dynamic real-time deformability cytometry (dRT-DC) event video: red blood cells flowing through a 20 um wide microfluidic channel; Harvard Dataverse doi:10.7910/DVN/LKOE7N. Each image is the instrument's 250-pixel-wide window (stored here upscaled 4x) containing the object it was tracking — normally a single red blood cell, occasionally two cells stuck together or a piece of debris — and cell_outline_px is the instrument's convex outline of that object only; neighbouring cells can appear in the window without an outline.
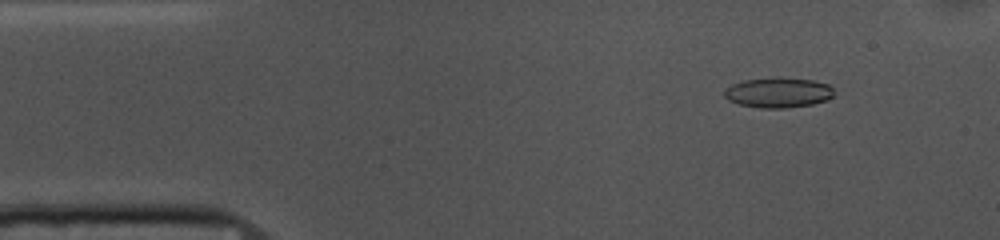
{"species": "common noctule bat (a hibernating species)", "species_latin": "Nyctalus noctula", "temperature_condition": "cold", "stored_images_in_passage": 53, "camera_frame_rate_fps": 3000, "um_per_image_px": 0.085, "animal": {"sex": "female", "body_mass_g": 10.0, "forearm_length_mm": 53.1}, "frame": {"image": 1, "passage_image": 6, "time_ms": 1.667, "image_size_px": [1000, 240], "cell_outline_px": [[832, 96], [828, 100], [812, 104], [784, 108], [760, 108], [740, 104], [728, 100], [724, 96], [724, 88], [732, 84], [744, 80], [812, 80], [828, 84], [832, 88]], "centroid_in_image_um": [66.12, 7.91], "position_along_channel_um": 18.9, "area_um2": 18.44}}
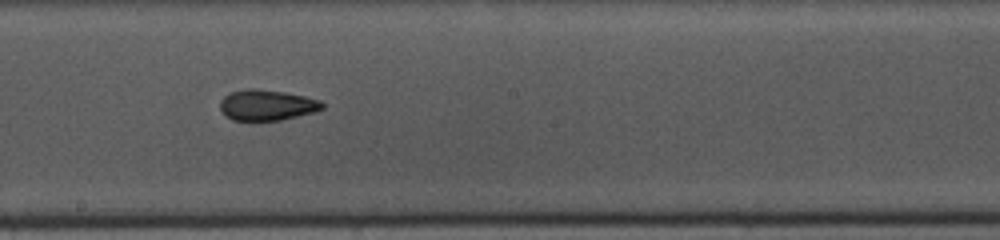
{"frame": {"image": 2, "passage_image": 28, "time_ms": 9.0, "image_size_px": [1000, 240], "cell_outline_px": [[324, 108], [312, 112], [280, 120], [232, 120], [220, 108], [220, 100], [228, 92], [248, 88], [256, 88], [284, 92], [304, 96], [320, 100], [324, 104]], "centroid_in_image_um": [22.66, 8.91], "position_along_channel_um": 225.5, "area_um2": 18.15}}
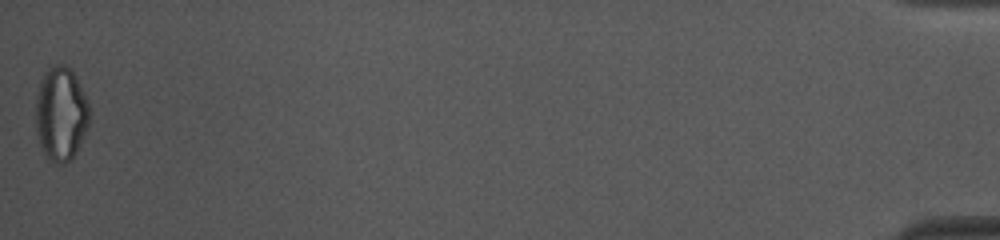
{"frame": {"image": 3, "passage_image": 53, "time_ms": 17.333, "image_size_px": [1000, 240], "cell_outline_px": [[88, 124], [76, 152], [72, 160], [64, 164], [60, 164], [48, 160], [40, 144], [36, 132], [36, 96], [40, 80], [44, 72], [48, 68], [56, 64], [64, 64], [72, 68], [88, 104]], "centroid_in_image_um": [5.15, 9.66], "position_along_channel_um": 430.1, "area_um2": 29.36}, "authors_computed_cell_mechanics": {"area_um2": 19.1896, "velocity_mm_per_s": 3.7072, "shape_relaxation_time_tau1_ms": 7.4093, "shape_relaxation_time_tau2_ms": 2.3376, "deformation_change_tau1": 0.1478, "deformation_change_tau2": 0.0711}}